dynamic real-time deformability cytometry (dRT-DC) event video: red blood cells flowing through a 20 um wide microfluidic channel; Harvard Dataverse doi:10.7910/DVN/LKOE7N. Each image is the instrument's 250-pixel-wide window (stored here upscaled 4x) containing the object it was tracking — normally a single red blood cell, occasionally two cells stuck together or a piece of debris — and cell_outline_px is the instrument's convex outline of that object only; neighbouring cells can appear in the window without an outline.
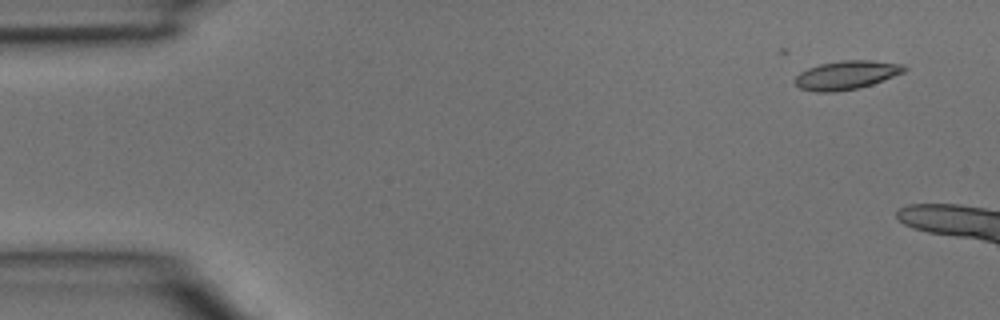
{"species": "common noctule bat (a hibernating species)", "species_latin": "Nyctalus noctula", "temperature_condition": "room temperature", "stored_images_in_passage": 3, "camera_frame_rate_fps": 3000, "um_per_image_px": 0.085, "animal": {"sex": "male", "body_mass_g": 15.6}, "frame": {"image": 1, "passage_image": 1, "time_ms": 0.0, "image_size_px": [1000, 320], "cell_outline_px": [[908, 68], [904, 72], [872, 84], [860, 88], [836, 92], [816, 92], [800, 88], [796, 84], [796, 76], [800, 72], [808, 68], [820, 64], [840, 60], [872, 60], [904, 64]], "centroid_in_image_um": [71.97, 6.37], "position_along_channel_um": 13.0, "area_um2": 18.32}}